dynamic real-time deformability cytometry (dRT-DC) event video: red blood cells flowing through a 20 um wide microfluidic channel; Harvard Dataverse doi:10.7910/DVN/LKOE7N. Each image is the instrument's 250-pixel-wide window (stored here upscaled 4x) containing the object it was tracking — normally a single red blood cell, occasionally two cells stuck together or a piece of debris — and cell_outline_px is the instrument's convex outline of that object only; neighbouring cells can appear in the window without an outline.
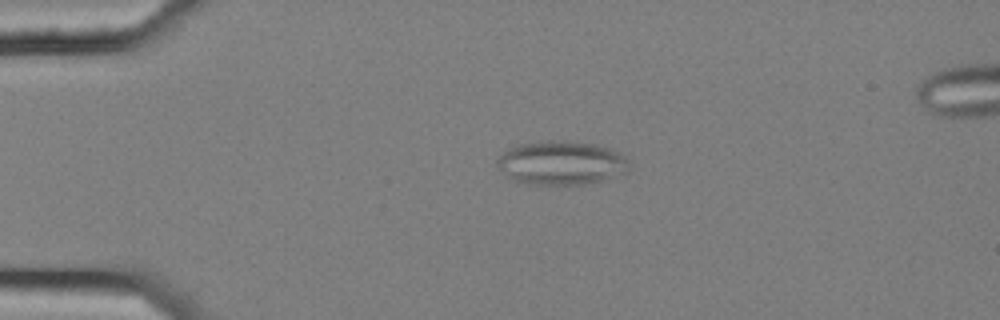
{"species": "common noctule bat (a hibernating species)", "species_latin": "Nyctalus noctula", "temperature_condition": "cold", "stored_images_in_passage": 6, "camera_frame_rate_fps": 3000, "um_per_image_px": 0.085, "animal": {"sex": "female", "body_mass_g": 25.1}, "frame": {"image": 1, "passage_image": 4, "time_ms": 1.0, "image_size_px": [1000, 320], "cell_outline_px": [[628, 172], [600, 180], [584, 184], [524, 184], [512, 180], [496, 164], [496, 160], [508, 148], [516, 144], [548, 140], [564, 140], [596, 144], [620, 152], [628, 160]], "centroid_in_image_um": [47.69, 13.83], "position_along_channel_um": 37.3, "area_um2": 33.76}}